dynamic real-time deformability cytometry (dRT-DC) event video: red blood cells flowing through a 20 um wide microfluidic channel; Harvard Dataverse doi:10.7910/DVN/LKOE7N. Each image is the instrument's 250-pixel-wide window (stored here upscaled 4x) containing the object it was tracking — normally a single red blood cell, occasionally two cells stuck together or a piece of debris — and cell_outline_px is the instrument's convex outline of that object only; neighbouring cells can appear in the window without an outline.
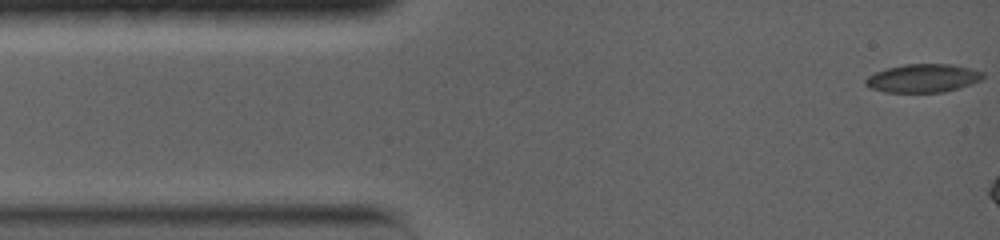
{"species": "common noctule bat (a hibernating species)", "species_latin": "Nyctalus noctula", "temperature_condition": "warm", "stored_images_in_passage": 5, "camera_frame_rate_fps": 5000, "um_per_image_px": 0.085, "animal": {"sex": "female", "body_mass_g": 19.0, "forearm_length_mm": 56.7}, "frame": {"image": 1, "passage_image": 1, "time_ms": 0.0, "image_size_px": [1000, 240], "cell_outline_px": [[984, 76], [980, 80], [972, 84], [944, 92], [884, 92], [872, 88], [864, 84], [864, 80], [868, 76], [876, 72], [888, 68], [904, 64], [952, 64], [972, 68], [984, 72]], "centroid_in_image_um": [78.48, 6.64], "position_along_channel_um": 6.5, "area_um2": 19.42}}